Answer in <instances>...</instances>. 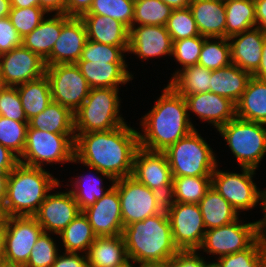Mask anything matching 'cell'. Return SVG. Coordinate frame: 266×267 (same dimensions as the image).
I'll list each match as a JSON object with an SVG mask.
<instances>
[{"label": "cell", "mask_w": 266, "mask_h": 267, "mask_svg": "<svg viewBox=\"0 0 266 267\" xmlns=\"http://www.w3.org/2000/svg\"><path fill=\"white\" fill-rule=\"evenodd\" d=\"M138 148L139 132L127 123L107 131L75 134L71 163L79 162L113 184L116 179L132 176Z\"/></svg>", "instance_id": "1"}, {"label": "cell", "mask_w": 266, "mask_h": 267, "mask_svg": "<svg viewBox=\"0 0 266 267\" xmlns=\"http://www.w3.org/2000/svg\"><path fill=\"white\" fill-rule=\"evenodd\" d=\"M155 102L153 108L140 118L143 133L139 131V147L163 152L195 127L190 121L185 98L169 84Z\"/></svg>", "instance_id": "2"}, {"label": "cell", "mask_w": 266, "mask_h": 267, "mask_svg": "<svg viewBox=\"0 0 266 267\" xmlns=\"http://www.w3.org/2000/svg\"><path fill=\"white\" fill-rule=\"evenodd\" d=\"M122 236L128 259L144 267H163L179 252L172 238L166 209L125 226Z\"/></svg>", "instance_id": "3"}, {"label": "cell", "mask_w": 266, "mask_h": 267, "mask_svg": "<svg viewBox=\"0 0 266 267\" xmlns=\"http://www.w3.org/2000/svg\"><path fill=\"white\" fill-rule=\"evenodd\" d=\"M60 181L44 168L19 163L8 176L2 217L34 216Z\"/></svg>", "instance_id": "4"}, {"label": "cell", "mask_w": 266, "mask_h": 267, "mask_svg": "<svg viewBox=\"0 0 266 267\" xmlns=\"http://www.w3.org/2000/svg\"><path fill=\"white\" fill-rule=\"evenodd\" d=\"M119 88H91L83 104L74 113L75 134L107 131L127 122L119 115Z\"/></svg>", "instance_id": "5"}, {"label": "cell", "mask_w": 266, "mask_h": 267, "mask_svg": "<svg viewBox=\"0 0 266 267\" xmlns=\"http://www.w3.org/2000/svg\"><path fill=\"white\" fill-rule=\"evenodd\" d=\"M200 135L195 128L163 151L172 177L212 176L218 160L210 144Z\"/></svg>", "instance_id": "6"}, {"label": "cell", "mask_w": 266, "mask_h": 267, "mask_svg": "<svg viewBox=\"0 0 266 267\" xmlns=\"http://www.w3.org/2000/svg\"><path fill=\"white\" fill-rule=\"evenodd\" d=\"M264 125L235 117L218 129L240 167L257 169L261 159L266 155Z\"/></svg>", "instance_id": "7"}, {"label": "cell", "mask_w": 266, "mask_h": 267, "mask_svg": "<svg viewBox=\"0 0 266 267\" xmlns=\"http://www.w3.org/2000/svg\"><path fill=\"white\" fill-rule=\"evenodd\" d=\"M74 145L75 134L51 133L28 126L19 163L37 168H43L44 163H69L74 159Z\"/></svg>", "instance_id": "8"}, {"label": "cell", "mask_w": 266, "mask_h": 267, "mask_svg": "<svg viewBox=\"0 0 266 267\" xmlns=\"http://www.w3.org/2000/svg\"><path fill=\"white\" fill-rule=\"evenodd\" d=\"M113 185L119 194L124 227L161 213L165 209L166 199L138 182L133 176L116 179Z\"/></svg>", "instance_id": "9"}, {"label": "cell", "mask_w": 266, "mask_h": 267, "mask_svg": "<svg viewBox=\"0 0 266 267\" xmlns=\"http://www.w3.org/2000/svg\"><path fill=\"white\" fill-rule=\"evenodd\" d=\"M242 173H233L214 170L211 179L212 186L223 196L239 213L253 209L258 205L262 206V190L257 188L253 177L256 169L241 167Z\"/></svg>", "instance_id": "10"}, {"label": "cell", "mask_w": 266, "mask_h": 267, "mask_svg": "<svg viewBox=\"0 0 266 267\" xmlns=\"http://www.w3.org/2000/svg\"><path fill=\"white\" fill-rule=\"evenodd\" d=\"M165 209L179 251L199 250L206 232L199 205L165 202Z\"/></svg>", "instance_id": "11"}, {"label": "cell", "mask_w": 266, "mask_h": 267, "mask_svg": "<svg viewBox=\"0 0 266 267\" xmlns=\"http://www.w3.org/2000/svg\"><path fill=\"white\" fill-rule=\"evenodd\" d=\"M240 222L238 219L228 225L206 230L198 251L219 255L220 258L248 248L262 234L259 221Z\"/></svg>", "instance_id": "12"}, {"label": "cell", "mask_w": 266, "mask_h": 267, "mask_svg": "<svg viewBox=\"0 0 266 267\" xmlns=\"http://www.w3.org/2000/svg\"><path fill=\"white\" fill-rule=\"evenodd\" d=\"M45 75L50 82L52 101L75 113L91 89L80 68L76 64H54L46 66Z\"/></svg>", "instance_id": "13"}, {"label": "cell", "mask_w": 266, "mask_h": 267, "mask_svg": "<svg viewBox=\"0 0 266 267\" xmlns=\"http://www.w3.org/2000/svg\"><path fill=\"white\" fill-rule=\"evenodd\" d=\"M5 251L3 260L25 266L39 236L44 232L34 216L4 217Z\"/></svg>", "instance_id": "14"}, {"label": "cell", "mask_w": 266, "mask_h": 267, "mask_svg": "<svg viewBox=\"0 0 266 267\" xmlns=\"http://www.w3.org/2000/svg\"><path fill=\"white\" fill-rule=\"evenodd\" d=\"M132 176L166 200L169 198L173 177L164 152L139 147L134 156Z\"/></svg>", "instance_id": "15"}, {"label": "cell", "mask_w": 266, "mask_h": 267, "mask_svg": "<svg viewBox=\"0 0 266 267\" xmlns=\"http://www.w3.org/2000/svg\"><path fill=\"white\" fill-rule=\"evenodd\" d=\"M45 73V61L23 45L0 55V78L4 86L16 87Z\"/></svg>", "instance_id": "16"}, {"label": "cell", "mask_w": 266, "mask_h": 267, "mask_svg": "<svg viewBox=\"0 0 266 267\" xmlns=\"http://www.w3.org/2000/svg\"><path fill=\"white\" fill-rule=\"evenodd\" d=\"M87 40V31L82 19L62 14V29L50 56L45 60L46 66L76 64Z\"/></svg>", "instance_id": "17"}, {"label": "cell", "mask_w": 266, "mask_h": 267, "mask_svg": "<svg viewBox=\"0 0 266 267\" xmlns=\"http://www.w3.org/2000/svg\"><path fill=\"white\" fill-rule=\"evenodd\" d=\"M78 203L70 191L48 194L34 215L44 232L58 235L79 214Z\"/></svg>", "instance_id": "18"}, {"label": "cell", "mask_w": 266, "mask_h": 267, "mask_svg": "<svg viewBox=\"0 0 266 267\" xmlns=\"http://www.w3.org/2000/svg\"><path fill=\"white\" fill-rule=\"evenodd\" d=\"M97 237L119 236L123 233V220L119 194L113 185L106 194L83 210Z\"/></svg>", "instance_id": "19"}, {"label": "cell", "mask_w": 266, "mask_h": 267, "mask_svg": "<svg viewBox=\"0 0 266 267\" xmlns=\"http://www.w3.org/2000/svg\"><path fill=\"white\" fill-rule=\"evenodd\" d=\"M172 47L173 42L166 26L132 25L129 29L127 53H133L142 60L172 56Z\"/></svg>", "instance_id": "20"}, {"label": "cell", "mask_w": 266, "mask_h": 267, "mask_svg": "<svg viewBox=\"0 0 266 267\" xmlns=\"http://www.w3.org/2000/svg\"><path fill=\"white\" fill-rule=\"evenodd\" d=\"M188 112L191 111L217 130L236 117V104L213 92L192 94L185 97Z\"/></svg>", "instance_id": "21"}, {"label": "cell", "mask_w": 266, "mask_h": 267, "mask_svg": "<svg viewBox=\"0 0 266 267\" xmlns=\"http://www.w3.org/2000/svg\"><path fill=\"white\" fill-rule=\"evenodd\" d=\"M265 37L266 32L258 27L229 37L231 64L252 75L260 65Z\"/></svg>", "instance_id": "22"}, {"label": "cell", "mask_w": 266, "mask_h": 267, "mask_svg": "<svg viewBox=\"0 0 266 267\" xmlns=\"http://www.w3.org/2000/svg\"><path fill=\"white\" fill-rule=\"evenodd\" d=\"M82 75L90 88H119L133 80L126 63H107V61H77Z\"/></svg>", "instance_id": "23"}, {"label": "cell", "mask_w": 266, "mask_h": 267, "mask_svg": "<svg viewBox=\"0 0 266 267\" xmlns=\"http://www.w3.org/2000/svg\"><path fill=\"white\" fill-rule=\"evenodd\" d=\"M189 8L201 36L226 38L224 0H191Z\"/></svg>", "instance_id": "24"}, {"label": "cell", "mask_w": 266, "mask_h": 267, "mask_svg": "<svg viewBox=\"0 0 266 267\" xmlns=\"http://www.w3.org/2000/svg\"><path fill=\"white\" fill-rule=\"evenodd\" d=\"M90 41L111 46H129V29L111 17L84 14L80 17Z\"/></svg>", "instance_id": "25"}, {"label": "cell", "mask_w": 266, "mask_h": 267, "mask_svg": "<svg viewBox=\"0 0 266 267\" xmlns=\"http://www.w3.org/2000/svg\"><path fill=\"white\" fill-rule=\"evenodd\" d=\"M86 256L88 267H118L129 260L122 235L97 237Z\"/></svg>", "instance_id": "26"}, {"label": "cell", "mask_w": 266, "mask_h": 267, "mask_svg": "<svg viewBox=\"0 0 266 267\" xmlns=\"http://www.w3.org/2000/svg\"><path fill=\"white\" fill-rule=\"evenodd\" d=\"M251 77L252 75L249 72L234 64L212 70L210 92L228 98L237 104Z\"/></svg>", "instance_id": "27"}, {"label": "cell", "mask_w": 266, "mask_h": 267, "mask_svg": "<svg viewBox=\"0 0 266 267\" xmlns=\"http://www.w3.org/2000/svg\"><path fill=\"white\" fill-rule=\"evenodd\" d=\"M236 117L266 125V81L251 77L236 104Z\"/></svg>", "instance_id": "28"}, {"label": "cell", "mask_w": 266, "mask_h": 267, "mask_svg": "<svg viewBox=\"0 0 266 267\" xmlns=\"http://www.w3.org/2000/svg\"><path fill=\"white\" fill-rule=\"evenodd\" d=\"M50 17L45 18L31 33L22 38V45L44 61L50 56L62 29V14H53Z\"/></svg>", "instance_id": "29"}, {"label": "cell", "mask_w": 266, "mask_h": 267, "mask_svg": "<svg viewBox=\"0 0 266 267\" xmlns=\"http://www.w3.org/2000/svg\"><path fill=\"white\" fill-rule=\"evenodd\" d=\"M198 205L206 230L225 226L239 219V213L213 186Z\"/></svg>", "instance_id": "30"}, {"label": "cell", "mask_w": 266, "mask_h": 267, "mask_svg": "<svg viewBox=\"0 0 266 267\" xmlns=\"http://www.w3.org/2000/svg\"><path fill=\"white\" fill-rule=\"evenodd\" d=\"M28 126L57 134H75L74 113L52 101L40 114L28 120Z\"/></svg>", "instance_id": "31"}, {"label": "cell", "mask_w": 266, "mask_h": 267, "mask_svg": "<svg viewBox=\"0 0 266 267\" xmlns=\"http://www.w3.org/2000/svg\"><path fill=\"white\" fill-rule=\"evenodd\" d=\"M16 87L27 120L43 112L52 102L50 82L46 75Z\"/></svg>", "instance_id": "32"}, {"label": "cell", "mask_w": 266, "mask_h": 267, "mask_svg": "<svg viewBox=\"0 0 266 267\" xmlns=\"http://www.w3.org/2000/svg\"><path fill=\"white\" fill-rule=\"evenodd\" d=\"M58 236L60 237L59 239L62 240V246H64L65 252H85V255L97 238L83 211L79 212L73 221L60 232Z\"/></svg>", "instance_id": "33"}, {"label": "cell", "mask_w": 266, "mask_h": 267, "mask_svg": "<svg viewBox=\"0 0 266 267\" xmlns=\"http://www.w3.org/2000/svg\"><path fill=\"white\" fill-rule=\"evenodd\" d=\"M212 70L199 64L180 70L169 85L184 98L188 95L210 92Z\"/></svg>", "instance_id": "34"}, {"label": "cell", "mask_w": 266, "mask_h": 267, "mask_svg": "<svg viewBox=\"0 0 266 267\" xmlns=\"http://www.w3.org/2000/svg\"><path fill=\"white\" fill-rule=\"evenodd\" d=\"M226 38L256 27L254 0H224Z\"/></svg>", "instance_id": "35"}, {"label": "cell", "mask_w": 266, "mask_h": 267, "mask_svg": "<svg viewBox=\"0 0 266 267\" xmlns=\"http://www.w3.org/2000/svg\"><path fill=\"white\" fill-rule=\"evenodd\" d=\"M211 186V176L173 177L171 194L166 202L198 204Z\"/></svg>", "instance_id": "36"}, {"label": "cell", "mask_w": 266, "mask_h": 267, "mask_svg": "<svg viewBox=\"0 0 266 267\" xmlns=\"http://www.w3.org/2000/svg\"><path fill=\"white\" fill-rule=\"evenodd\" d=\"M215 260L219 267H266V236L261 234L245 250Z\"/></svg>", "instance_id": "37"}, {"label": "cell", "mask_w": 266, "mask_h": 267, "mask_svg": "<svg viewBox=\"0 0 266 267\" xmlns=\"http://www.w3.org/2000/svg\"><path fill=\"white\" fill-rule=\"evenodd\" d=\"M77 177L73 185L70 184L73 188L71 190L69 189V191L78 203L80 211L93 205L96 200L102 198L113 186L112 184L108 189L104 188V186L102 187V176H94L91 173Z\"/></svg>", "instance_id": "38"}, {"label": "cell", "mask_w": 266, "mask_h": 267, "mask_svg": "<svg viewBox=\"0 0 266 267\" xmlns=\"http://www.w3.org/2000/svg\"><path fill=\"white\" fill-rule=\"evenodd\" d=\"M198 64L209 70L229 66L231 64V52L228 38H205Z\"/></svg>", "instance_id": "39"}, {"label": "cell", "mask_w": 266, "mask_h": 267, "mask_svg": "<svg viewBox=\"0 0 266 267\" xmlns=\"http://www.w3.org/2000/svg\"><path fill=\"white\" fill-rule=\"evenodd\" d=\"M172 11L161 0H135L132 25L166 26Z\"/></svg>", "instance_id": "40"}, {"label": "cell", "mask_w": 266, "mask_h": 267, "mask_svg": "<svg viewBox=\"0 0 266 267\" xmlns=\"http://www.w3.org/2000/svg\"><path fill=\"white\" fill-rule=\"evenodd\" d=\"M135 0H93L86 14H98L111 17L123 23L128 29L132 27Z\"/></svg>", "instance_id": "41"}, {"label": "cell", "mask_w": 266, "mask_h": 267, "mask_svg": "<svg viewBox=\"0 0 266 267\" xmlns=\"http://www.w3.org/2000/svg\"><path fill=\"white\" fill-rule=\"evenodd\" d=\"M28 122L0 116V144L20 157L24 151Z\"/></svg>", "instance_id": "42"}, {"label": "cell", "mask_w": 266, "mask_h": 267, "mask_svg": "<svg viewBox=\"0 0 266 267\" xmlns=\"http://www.w3.org/2000/svg\"><path fill=\"white\" fill-rule=\"evenodd\" d=\"M166 29L171 36L172 42L200 35L189 7L173 9L166 23Z\"/></svg>", "instance_id": "43"}, {"label": "cell", "mask_w": 266, "mask_h": 267, "mask_svg": "<svg viewBox=\"0 0 266 267\" xmlns=\"http://www.w3.org/2000/svg\"><path fill=\"white\" fill-rule=\"evenodd\" d=\"M48 14L39 6L25 8L11 7L8 18L21 38L31 33Z\"/></svg>", "instance_id": "44"}, {"label": "cell", "mask_w": 266, "mask_h": 267, "mask_svg": "<svg viewBox=\"0 0 266 267\" xmlns=\"http://www.w3.org/2000/svg\"><path fill=\"white\" fill-rule=\"evenodd\" d=\"M128 46H111L87 40L78 61H107V63H126L124 54Z\"/></svg>", "instance_id": "45"}, {"label": "cell", "mask_w": 266, "mask_h": 267, "mask_svg": "<svg viewBox=\"0 0 266 267\" xmlns=\"http://www.w3.org/2000/svg\"><path fill=\"white\" fill-rule=\"evenodd\" d=\"M204 36H194L178 41H173L172 56L182 65L173 73L171 79L184 68L198 64L201 48L204 42Z\"/></svg>", "instance_id": "46"}, {"label": "cell", "mask_w": 266, "mask_h": 267, "mask_svg": "<svg viewBox=\"0 0 266 267\" xmlns=\"http://www.w3.org/2000/svg\"><path fill=\"white\" fill-rule=\"evenodd\" d=\"M60 250L56 242L47 232H43L37 239L24 267H52Z\"/></svg>", "instance_id": "47"}, {"label": "cell", "mask_w": 266, "mask_h": 267, "mask_svg": "<svg viewBox=\"0 0 266 267\" xmlns=\"http://www.w3.org/2000/svg\"><path fill=\"white\" fill-rule=\"evenodd\" d=\"M0 116L15 121L28 122L17 87L4 86L0 90Z\"/></svg>", "instance_id": "48"}, {"label": "cell", "mask_w": 266, "mask_h": 267, "mask_svg": "<svg viewBox=\"0 0 266 267\" xmlns=\"http://www.w3.org/2000/svg\"><path fill=\"white\" fill-rule=\"evenodd\" d=\"M22 45V38L10 19L0 18V55Z\"/></svg>", "instance_id": "49"}, {"label": "cell", "mask_w": 266, "mask_h": 267, "mask_svg": "<svg viewBox=\"0 0 266 267\" xmlns=\"http://www.w3.org/2000/svg\"><path fill=\"white\" fill-rule=\"evenodd\" d=\"M198 250L179 251L163 267H207Z\"/></svg>", "instance_id": "50"}, {"label": "cell", "mask_w": 266, "mask_h": 267, "mask_svg": "<svg viewBox=\"0 0 266 267\" xmlns=\"http://www.w3.org/2000/svg\"><path fill=\"white\" fill-rule=\"evenodd\" d=\"M52 267H88L87 256L80 253L58 254Z\"/></svg>", "instance_id": "51"}, {"label": "cell", "mask_w": 266, "mask_h": 267, "mask_svg": "<svg viewBox=\"0 0 266 267\" xmlns=\"http://www.w3.org/2000/svg\"><path fill=\"white\" fill-rule=\"evenodd\" d=\"M93 0H66L65 14L69 17H81L88 13Z\"/></svg>", "instance_id": "52"}, {"label": "cell", "mask_w": 266, "mask_h": 267, "mask_svg": "<svg viewBox=\"0 0 266 267\" xmlns=\"http://www.w3.org/2000/svg\"><path fill=\"white\" fill-rule=\"evenodd\" d=\"M19 164V157L0 144V172H11Z\"/></svg>", "instance_id": "53"}, {"label": "cell", "mask_w": 266, "mask_h": 267, "mask_svg": "<svg viewBox=\"0 0 266 267\" xmlns=\"http://www.w3.org/2000/svg\"><path fill=\"white\" fill-rule=\"evenodd\" d=\"M66 0H39V7L44 9L47 13L54 12L55 14L65 13Z\"/></svg>", "instance_id": "54"}, {"label": "cell", "mask_w": 266, "mask_h": 267, "mask_svg": "<svg viewBox=\"0 0 266 267\" xmlns=\"http://www.w3.org/2000/svg\"><path fill=\"white\" fill-rule=\"evenodd\" d=\"M256 27L266 32V0H254Z\"/></svg>", "instance_id": "55"}, {"label": "cell", "mask_w": 266, "mask_h": 267, "mask_svg": "<svg viewBox=\"0 0 266 267\" xmlns=\"http://www.w3.org/2000/svg\"><path fill=\"white\" fill-rule=\"evenodd\" d=\"M253 77L266 81V37L263 43L262 56L258 69L252 74Z\"/></svg>", "instance_id": "56"}, {"label": "cell", "mask_w": 266, "mask_h": 267, "mask_svg": "<svg viewBox=\"0 0 266 267\" xmlns=\"http://www.w3.org/2000/svg\"><path fill=\"white\" fill-rule=\"evenodd\" d=\"M9 173L10 172H0V210L5 199Z\"/></svg>", "instance_id": "57"}, {"label": "cell", "mask_w": 266, "mask_h": 267, "mask_svg": "<svg viewBox=\"0 0 266 267\" xmlns=\"http://www.w3.org/2000/svg\"><path fill=\"white\" fill-rule=\"evenodd\" d=\"M172 9H183L189 7L191 0H161Z\"/></svg>", "instance_id": "58"}, {"label": "cell", "mask_w": 266, "mask_h": 267, "mask_svg": "<svg viewBox=\"0 0 266 267\" xmlns=\"http://www.w3.org/2000/svg\"><path fill=\"white\" fill-rule=\"evenodd\" d=\"M11 7L25 8L31 6H39V0H10Z\"/></svg>", "instance_id": "59"}, {"label": "cell", "mask_w": 266, "mask_h": 267, "mask_svg": "<svg viewBox=\"0 0 266 267\" xmlns=\"http://www.w3.org/2000/svg\"><path fill=\"white\" fill-rule=\"evenodd\" d=\"M262 210L264 212V218L258 220L260 225L261 233L266 236V189L262 192Z\"/></svg>", "instance_id": "60"}, {"label": "cell", "mask_w": 266, "mask_h": 267, "mask_svg": "<svg viewBox=\"0 0 266 267\" xmlns=\"http://www.w3.org/2000/svg\"><path fill=\"white\" fill-rule=\"evenodd\" d=\"M5 251L4 217L0 220V261H3Z\"/></svg>", "instance_id": "61"}, {"label": "cell", "mask_w": 266, "mask_h": 267, "mask_svg": "<svg viewBox=\"0 0 266 267\" xmlns=\"http://www.w3.org/2000/svg\"><path fill=\"white\" fill-rule=\"evenodd\" d=\"M11 10L10 0H0V18L7 17Z\"/></svg>", "instance_id": "62"}, {"label": "cell", "mask_w": 266, "mask_h": 267, "mask_svg": "<svg viewBox=\"0 0 266 267\" xmlns=\"http://www.w3.org/2000/svg\"><path fill=\"white\" fill-rule=\"evenodd\" d=\"M0 267H24V266L14 264V263H9L3 260V261H0Z\"/></svg>", "instance_id": "63"}, {"label": "cell", "mask_w": 266, "mask_h": 267, "mask_svg": "<svg viewBox=\"0 0 266 267\" xmlns=\"http://www.w3.org/2000/svg\"><path fill=\"white\" fill-rule=\"evenodd\" d=\"M131 262H132V263H131ZM133 263H135V262L128 260V261L125 262L123 265L118 266V267H135V265H133ZM137 267H144V266L139 265V266H137Z\"/></svg>", "instance_id": "64"}, {"label": "cell", "mask_w": 266, "mask_h": 267, "mask_svg": "<svg viewBox=\"0 0 266 267\" xmlns=\"http://www.w3.org/2000/svg\"><path fill=\"white\" fill-rule=\"evenodd\" d=\"M207 267H219V266L215 261H213V262H208Z\"/></svg>", "instance_id": "65"}, {"label": "cell", "mask_w": 266, "mask_h": 267, "mask_svg": "<svg viewBox=\"0 0 266 267\" xmlns=\"http://www.w3.org/2000/svg\"><path fill=\"white\" fill-rule=\"evenodd\" d=\"M4 87L3 83H2V80L0 78V90Z\"/></svg>", "instance_id": "66"}, {"label": "cell", "mask_w": 266, "mask_h": 267, "mask_svg": "<svg viewBox=\"0 0 266 267\" xmlns=\"http://www.w3.org/2000/svg\"><path fill=\"white\" fill-rule=\"evenodd\" d=\"M3 217H2V214H1V210H0V220L2 219Z\"/></svg>", "instance_id": "67"}]
</instances>
